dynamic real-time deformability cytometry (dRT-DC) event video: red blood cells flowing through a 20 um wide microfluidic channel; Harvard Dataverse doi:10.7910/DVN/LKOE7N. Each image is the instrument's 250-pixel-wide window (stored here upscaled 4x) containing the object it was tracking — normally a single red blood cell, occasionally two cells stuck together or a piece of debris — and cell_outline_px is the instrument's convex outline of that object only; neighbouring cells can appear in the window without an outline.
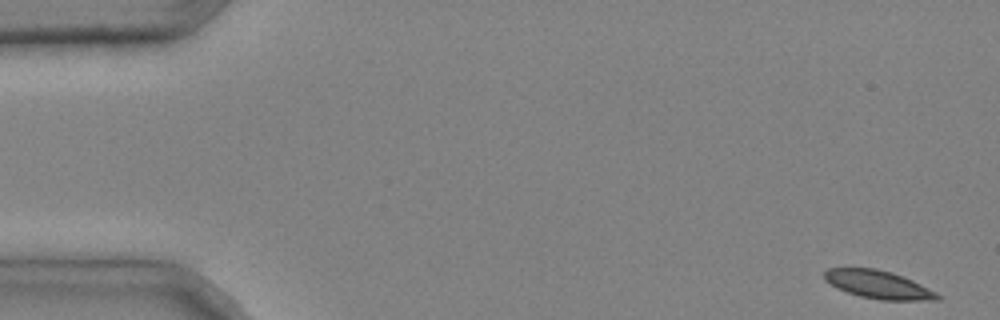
{"species": "common noctule bat (a hibernating species)", "species_latin": "Nyctalus noctula", "temperature_condition": "cold", "stored_images_in_passage": 5, "camera_frame_rate_fps": 3000, "um_per_image_px": 0.085, "animal": {"sex": "male", "body_mass_g": 20.4}, "frame": {"image": 1, "passage_image": 1, "time_ms": 0.0, "image_size_px": [1000, 320], "cell_outline_px": [[940, 300], [880, 300], [860, 296], [836, 288], [824, 280], [824, 272], [828, 268], [876, 268], [892, 272], [912, 280], [936, 292], [940, 296]], "centroid_in_image_um": [74.63, 24.18], "position_along_channel_um": 10.4, "area_um2": 18.44}}